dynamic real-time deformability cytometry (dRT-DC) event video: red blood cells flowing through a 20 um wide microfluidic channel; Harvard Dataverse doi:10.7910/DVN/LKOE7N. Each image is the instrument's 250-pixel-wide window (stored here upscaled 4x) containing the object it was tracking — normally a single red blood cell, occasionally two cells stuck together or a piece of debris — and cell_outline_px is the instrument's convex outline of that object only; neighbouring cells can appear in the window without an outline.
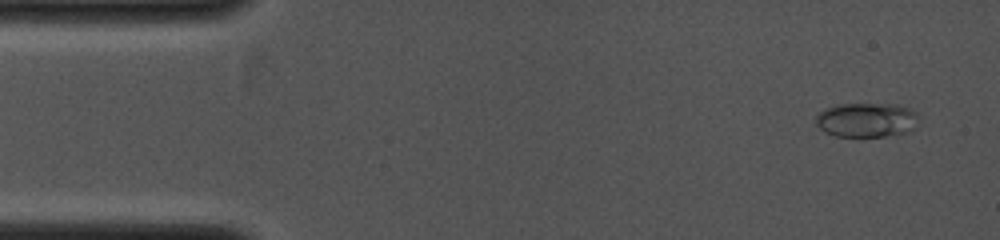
{"species": "common noctule bat (a hibernating species)", "species_latin": "Nyctalus noctula", "temperature_condition": "cold", "stored_images_in_passage": 19, "camera_frame_rate_fps": 4000, "um_per_image_px": 0.085, "animal": {"sex": "female", "body_mass_g": 19.0, "forearm_length_mm": 53.3}, "frame": {"image": 1, "passage_image": 3, "time_ms": 0.5, "image_size_px": [1000, 240], "cell_outline_px": [[916, 116], [912, 132], [884, 136], [836, 136], [824, 132], [816, 124], [816, 116], [820, 112], [828, 108], [840, 104], [896, 104], [908, 108], [916, 112]], "centroid_in_image_um": [73.64, 10.2], "position_along_channel_um": 11.4, "area_um2": 20.4}}
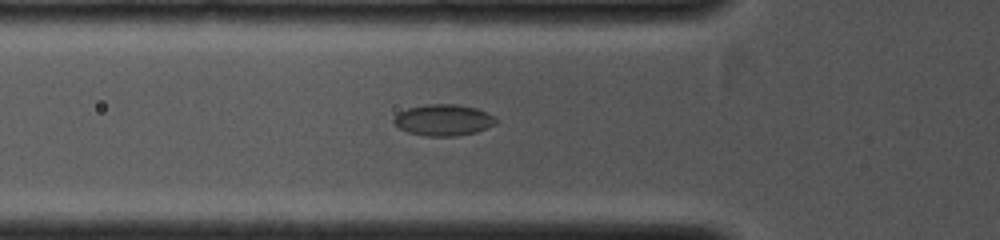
{"frame": {"image": 2, "passage_image": 15, "time_ms": 3.5, "image_size_px": [1000, 240], "cell_outline_px": [[500, 120], [496, 124], [476, 132], [456, 136], [424, 136], [408, 132], [400, 128], [392, 120], [400, 112], [408, 108], [428, 104], [456, 104], [476, 108]], "centroid_in_image_um": [37.71, 10.21], "position_along_channel_um": 88.1, "area_um2": 18.5}}
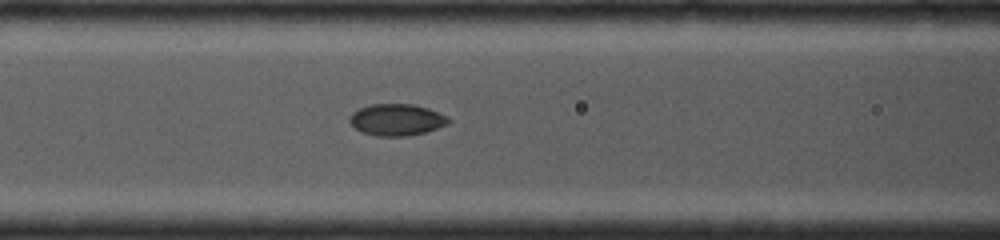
{"frame": {"image": 3, "passage_image": 18, "time_ms": 4.25, "image_size_px": [1000, 240], "cell_outline_px": [[452, 120], [448, 124], [424, 132], [408, 136], [376, 136], [360, 132], [348, 120], [348, 116], [352, 112], [368, 104], [412, 104], [428, 108], [448, 116]], "centroid_in_image_um": [33.7, 10.17], "position_along_channel_um": 132.9, "area_um2": 18.38}}